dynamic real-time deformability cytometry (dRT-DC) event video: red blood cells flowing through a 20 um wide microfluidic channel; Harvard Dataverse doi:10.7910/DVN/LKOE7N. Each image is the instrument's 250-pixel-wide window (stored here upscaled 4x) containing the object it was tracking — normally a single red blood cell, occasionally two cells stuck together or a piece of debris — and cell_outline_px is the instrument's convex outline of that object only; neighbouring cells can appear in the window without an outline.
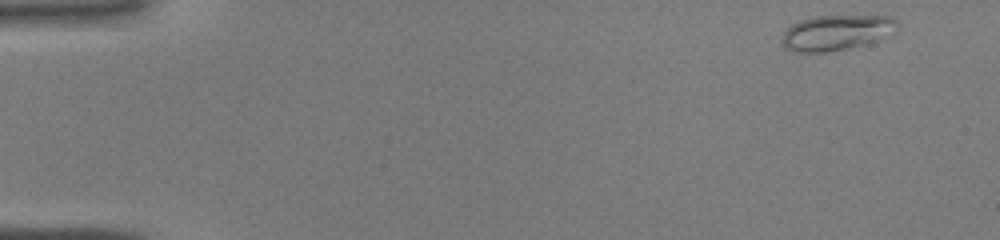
{"species": "common noctule bat (a hibernating species)", "species_latin": "Nyctalus noctula", "temperature_condition": "warm", "stored_images_in_passage": 42, "camera_frame_rate_fps": 3000, "um_per_image_px": 0.085, "animal": {"sex": "male", "body_mass_g": 19.0, "forearm_length_mm": 50.8}, "frame": {"image": 1, "passage_image": 1, "time_ms": 0.0, "image_size_px": [1000, 240], "cell_outline_px": [[896, 20], [876, 40], [852, 48], [828, 52], [796, 52], [784, 48], [784, 32], [792, 24], [800, 20], [816, 16], [892, 16]], "centroid_in_image_um": [70.94, 2.78], "position_along_channel_um": 14.1, "area_um2": 22.72}}
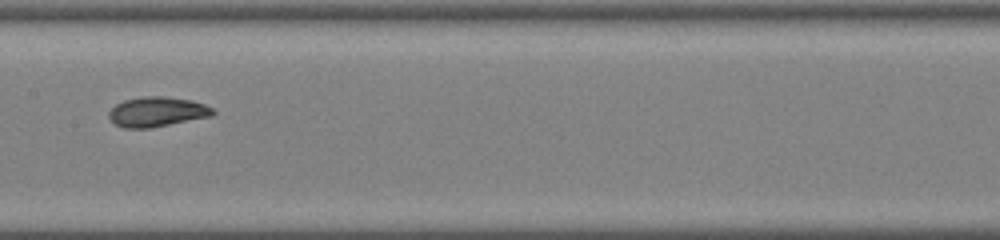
{"frame": {"image": 2, "passage_image": 21, "time_ms": 6.667, "image_size_px": [1000, 240], "cell_outline_px": [[216, 112], [212, 116], [148, 128], [124, 128], [116, 124], [108, 116], [108, 112], [116, 104], [124, 100], [144, 96], [164, 96], [192, 100], [204, 104], [212, 108]], "centroid_in_image_um": [13.35, 9.49], "position_along_channel_um": 194.0, "area_um2": 17.98}}
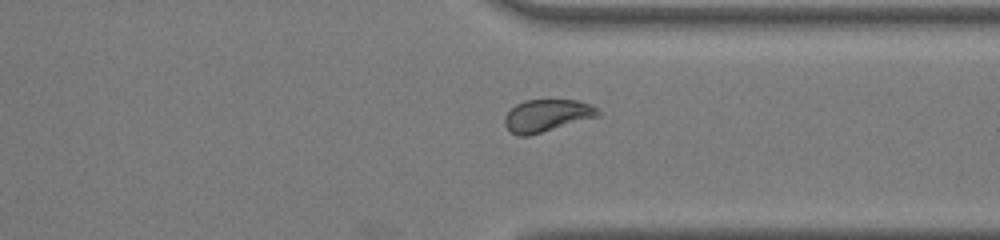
{"frame": {"image": 3, "passage_image": 32, "time_ms": 10.333, "image_size_px": [1000, 240], "cell_outline_px": [[600, 116], [528, 136], [516, 136], [504, 124], [504, 116], [516, 104], [524, 100], [576, 100], [588, 104], [596, 108], [600, 112]], "centroid_in_image_um": [46.46, 9.83], "position_along_channel_um": 364.9, "area_um2": 17.46}}